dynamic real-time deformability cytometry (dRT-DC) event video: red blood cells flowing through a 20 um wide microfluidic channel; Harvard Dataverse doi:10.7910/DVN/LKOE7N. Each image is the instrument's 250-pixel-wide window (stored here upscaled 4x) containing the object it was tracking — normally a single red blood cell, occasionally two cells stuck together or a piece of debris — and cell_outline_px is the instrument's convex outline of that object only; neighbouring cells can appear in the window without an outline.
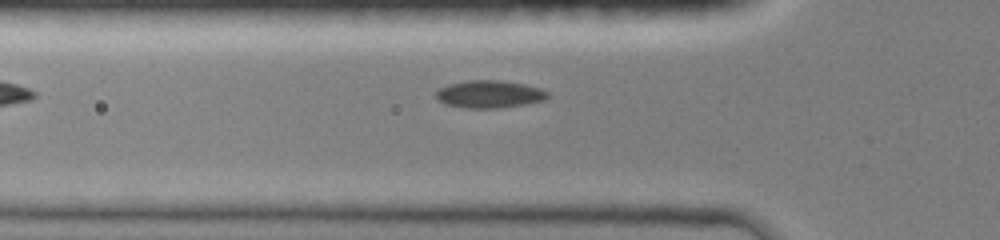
{"species": "common noctule bat (a hibernating species)", "species_latin": "Nyctalus noctula", "temperature_condition": "room temperature", "stored_images_in_passage": 9, "camera_frame_rate_fps": 3000, "um_per_image_px": 0.085, "animal": {"sex": "female", "body_mass_g": 19.0, "forearm_length_mm": 51.5}, "frame": {"image": 1, "passage_image": 9, "time_ms": 4.333, "image_size_px": [1000, 240], "cell_outline_px": [[548, 96], [544, 100], [524, 104], [496, 108], [468, 108], [444, 104], [436, 96], [436, 92], [440, 88], [448, 84], [468, 80], [500, 80], [524, 84], [540, 88], [548, 92]], "centroid_in_image_um": [41.59, 8.0], "position_along_channel_um": 84.2, "area_um2": 17.74}}